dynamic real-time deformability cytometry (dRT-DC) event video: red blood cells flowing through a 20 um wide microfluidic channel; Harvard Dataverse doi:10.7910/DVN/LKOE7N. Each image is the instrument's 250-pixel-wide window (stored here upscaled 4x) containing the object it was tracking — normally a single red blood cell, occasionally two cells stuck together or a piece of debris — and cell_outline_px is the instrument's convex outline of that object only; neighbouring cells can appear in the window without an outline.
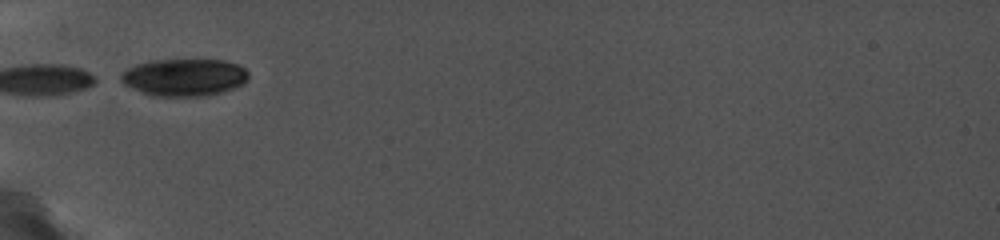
{"species": "common noctule bat (a hibernating species)", "species_latin": "Nyctalus noctula", "temperature_condition": "cold", "stored_images_in_passage": 7, "camera_frame_rate_fps": 5000, "um_per_image_px": 0.085, "animal": {"sex": "female", "body_mass_g": 19.0, "forearm_length_mm": 56.7}, "frame": {"image": 1, "passage_image": 1, "time_ms": 0.0, "image_size_px": [1000, 240], "cell_outline_px": [[248, 76], [240, 84], [232, 88], [220, 92], [200, 96], [152, 96], [124, 84], [120, 80], [120, 76], [128, 68], [136, 64], [152, 60], [224, 60], [236, 64], [244, 68], [248, 72]], "centroid_in_image_um": [15.62, 6.56], "position_along_channel_um": 69.4, "area_um2": 27.28}}
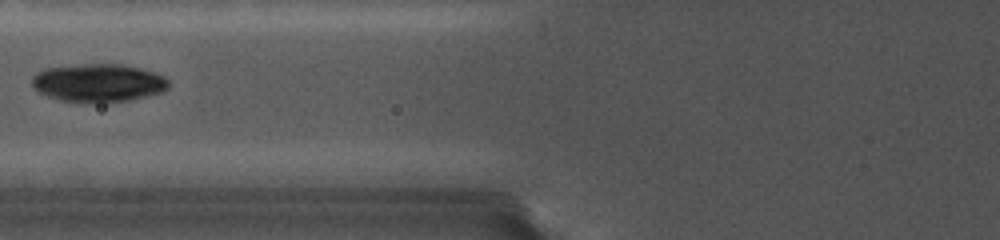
{"frame": {"image": 2, "passage_image": 3, "time_ms": 1.4, "image_size_px": [1000, 240], "cell_outline_px": [[168, 84], [160, 92], [128, 100], [60, 100], [40, 92], [32, 84], [32, 76], [36, 72], [44, 68], [84, 64], [120, 64], [140, 68], [164, 76], [168, 80]], "centroid_in_image_um": [8.32, 6.99], "position_along_channel_um": 117.5, "area_um2": 29.19}}